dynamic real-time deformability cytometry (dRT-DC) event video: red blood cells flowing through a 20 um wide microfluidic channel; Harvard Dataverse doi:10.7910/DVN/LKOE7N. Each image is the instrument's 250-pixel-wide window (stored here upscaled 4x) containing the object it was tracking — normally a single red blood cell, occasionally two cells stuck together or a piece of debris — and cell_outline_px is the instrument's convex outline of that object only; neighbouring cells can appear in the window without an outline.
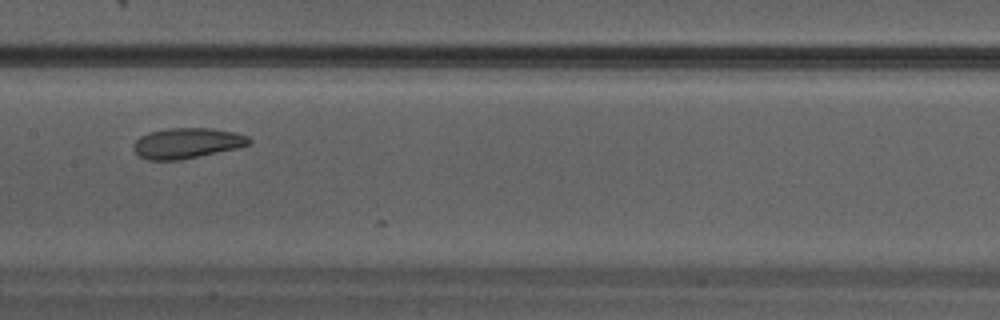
{"species": "Egyptian fruit bat (a non-hibernating species)", "species_latin": "Rousettus aegyptiacus", "temperature_condition": "warm", "stored_images_in_passage": 30, "camera_frame_rate_fps": 3000, "um_per_image_px": 0.085, "animal": {"sex": "male"}, "frame": {"image": 1, "passage_image": 13, "time_ms": 4.0, "image_size_px": [1000, 320], "cell_outline_px": [[252, 144], [236, 148], [180, 160], [148, 160], [140, 156], [132, 148], [132, 144], [140, 136], [148, 132], [168, 128], [212, 128], [236, 132], [248, 136], [252, 140]], "centroid_in_image_um": [15.89, 12.16], "position_along_channel_um": 191.5, "area_um2": 20.63}}